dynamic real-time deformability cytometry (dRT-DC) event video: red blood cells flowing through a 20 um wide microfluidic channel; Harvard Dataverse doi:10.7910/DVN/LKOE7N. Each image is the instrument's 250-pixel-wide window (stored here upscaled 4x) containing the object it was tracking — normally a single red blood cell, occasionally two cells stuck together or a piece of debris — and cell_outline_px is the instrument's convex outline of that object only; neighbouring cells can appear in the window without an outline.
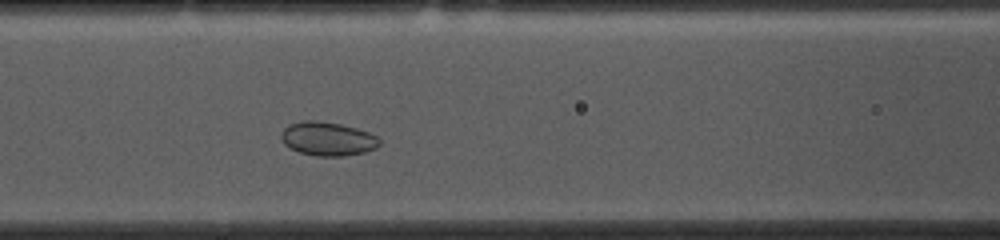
{"species": "common noctule bat (a hibernating species)", "species_latin": "Nyctalus noctula", "temperature_condition": "cold", "stored_images_in_passage": 37, "camera_frame_rate_fps": 3000, "um_per_image_px": 0.085, "animal": {"sex": "female", "body_mass_g": 10.0, "forearm_length_mm": 53.1}, "frame": {"image": 1, "passage_image": 15, "time_ms": 4.667, "image_size_px": [1000, 240], "cell_outline_px": [[380, 144], [376, 148], [364, 152], [344, 156], [316, 156], [300, 152], [288, 148], [284, 144], [280, 136], [284, 128], [288, 124], [304, 120], [316, 120], [340, 124], [356, 128], [368, 132], [376, 136], [380, 140]], "centroid_in_image_um": [27.83, 11.8], "position_along_channel_um": 138.8, "area_um2": 19.42}}
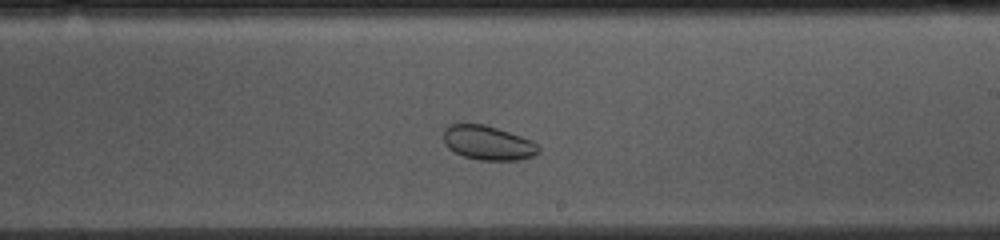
{"frame": {"image": 2, "passage_image": 24, "time_ms": 7.667, "image_size_px": [1000, 240], "cell_outline_px": [[540, 152], [532, 156], [516, 160], [480, 160], [464, 156], [448, 148], [444, 144], [444, 128], [448, 124], [484, 124], [532, 140], [540, 148]], "centroid_in_image_um": [41.46, 12.14], "position_along_channel_um": 247.5, "area_um2": 18.84}}
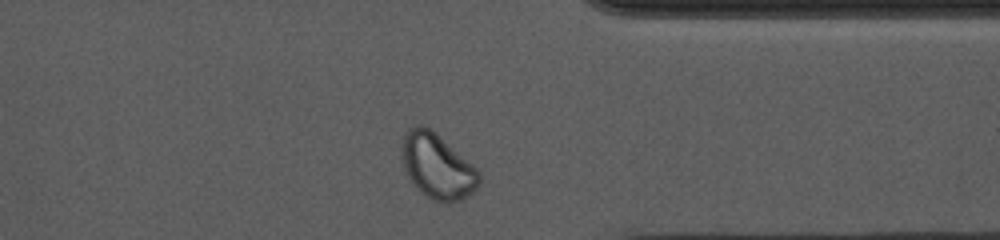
{"frame": {"image": 3, "passage_image": 35, "time_ms": 11.333, "image_size_px": [1000, 240], "cell_outline_px": [[480, 184], [472, 192], [460, 200], [432, 200], [416, 188], [412, 184], [404, 168], [400, 156], [400, 144], [404, 132], [412, 124], [424, 124], [432, 128], [472, 164], [480, 172]], "centroid_in_image_um": [37.1, 14.04], "position_along_channel_um": 374.3, "area_um2": 29.65}}